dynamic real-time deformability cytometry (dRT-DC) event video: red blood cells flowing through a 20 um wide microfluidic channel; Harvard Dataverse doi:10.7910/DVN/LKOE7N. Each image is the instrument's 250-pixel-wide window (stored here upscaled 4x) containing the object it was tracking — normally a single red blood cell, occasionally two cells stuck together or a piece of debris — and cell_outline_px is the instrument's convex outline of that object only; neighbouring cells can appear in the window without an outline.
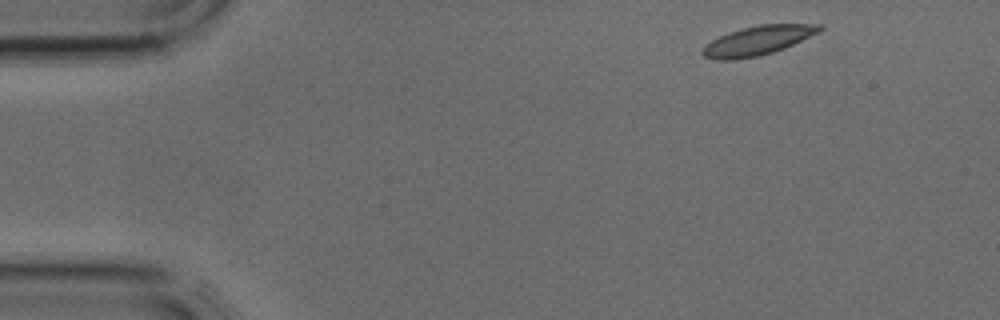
{"species": "common noctule bat (a hibernating species)", "species_latin": "Nyctalus noctula", "temperature_condition": "cold", "stored_images_in_passage": 3, "camera_frame_rate_fps": 3000, "um_per_image_px": 0.085, "animal": {"sex": "male", "body_mass_g": 17.9, "forearm_length_mm": 54.2}, "frame": {"image": 1, "passage_image": 1, "time_ms": 0.0, "image_size_px": [1000, 320], "cell_outline_px": [[824, 28], [820, 32], [784, 48], [772, 52], [756, 56], [736, 60], [716, 60], [704, 56], [700, 52], [712, 40], [728, 32], [760, 24], [824, 24]], "centroid_in_image_um": [64.44, 3.44], "position_along_channel_um": 20.6, "area_um2": 19.77}}
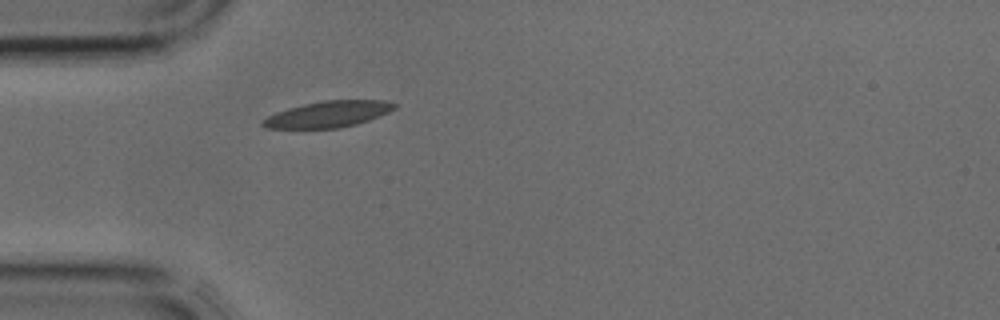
{"frame": {"image": 2, "passage_image": 3, "time_ms": 0.667, "image_size_px": [1000, 320], "cell_outline_px": [[396, 108], [388, 112], [368, 120], [356, 124], [340, 128], [264, 128], [260, 124], [268, 116], [276, 112], [288, 108], [304, 104], [324, 100], [384, 100], [396, 104]], "centroid_in_image_um": [27.89, 9.7], "position_along_channel_um": 57.1, "area_um2": 19.94}}